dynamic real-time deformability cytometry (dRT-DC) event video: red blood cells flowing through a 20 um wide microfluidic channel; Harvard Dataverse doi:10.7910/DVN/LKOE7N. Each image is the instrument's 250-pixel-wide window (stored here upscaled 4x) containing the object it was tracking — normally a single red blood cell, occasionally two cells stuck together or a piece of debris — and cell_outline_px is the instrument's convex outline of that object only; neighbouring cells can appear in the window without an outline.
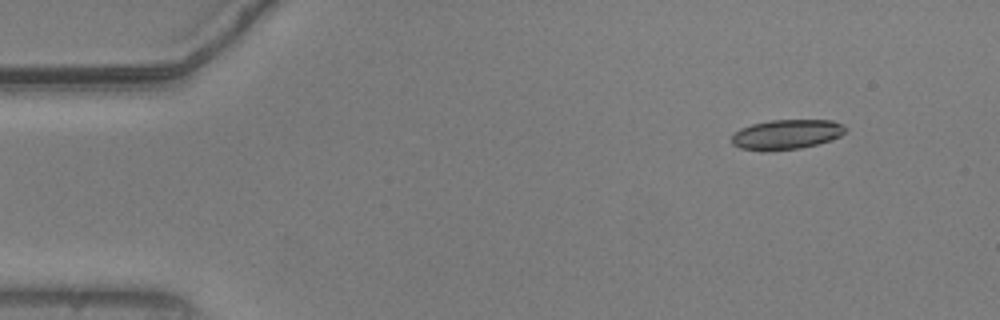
{"species": "common noctule bat (a hibernating species)", "species_latin": "Nyctalus noctula", "temperature_condition": "warm", "stored_images_in_passage": 31, "camera_frame_rate_fps": 3000, "um_per_image_px": 0.085, "animal": {"sex": "male", "body_mass_g": 20.5, "forearm_length_mm": 52.5}, "frame": {"image": 1, "passage_image": 1, "time_ms": 0.0, "image_size_px": [1000, 320], "cell_outline_px": [[848, 128], [840, 136], [816, 144], [800, 148], [740, 148], [732, 144], [732, 136], [740, 128], [752, 124], [772, 120], [832, 120], [844, 124]], "centroid_in_image_um": [66.91, 11.37], "position_along_channel_um": 18.1, "area_um2": 18.96}}
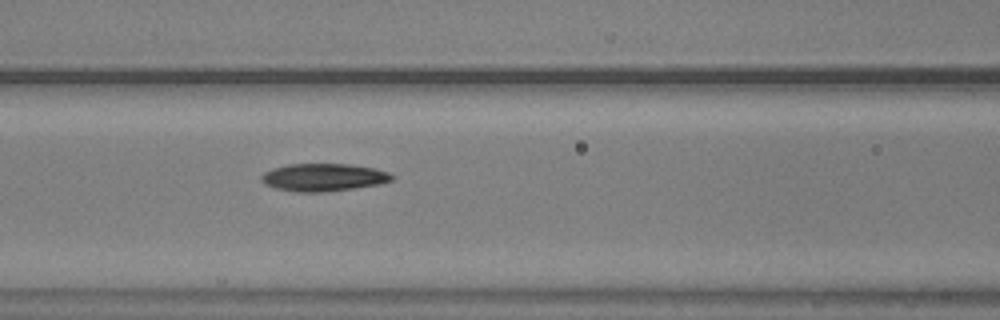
{"frame": {"image": 2, "passage_image": 18, "time_ms": 5.667, "image_size_px": [1000, 320], "cell_outline_px": [[396, 176], [392, 180], [380, 184], [356, 188], [324, 192], [296, 192], [276, 188], [264, 184], [260, 180], [260, 176], [264, 172], [272, 168], [288, 164], [348, 164], [376, 168], [388, 172]], "centroid_in_image_um": [27.5, 15.07], "position_along_channel_um": 139.1, "area_um2": 21.27}}
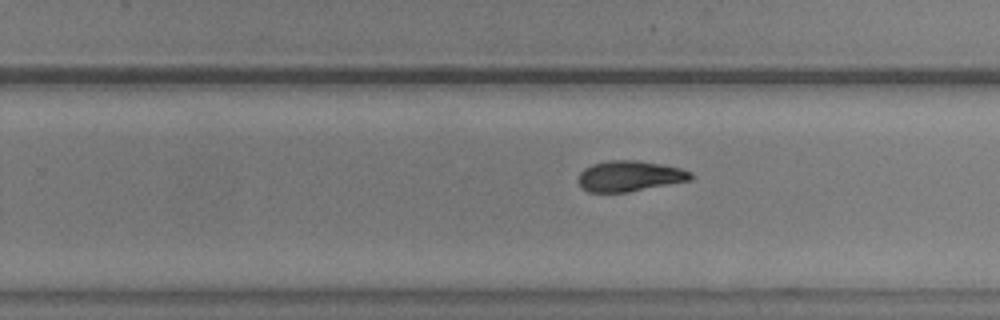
{"frame": {"image": 3, "passage_image": 29, "time_ms": 9.333, "image_size_px": [1000, 320], "cell_outline_px": [[692, 180], [628, 192], [588, 192], [576, 180], [580, 172], [584, 168], [592, 164], [608, 160], [636, 160], [660, 164], [680, 168], [692, 172]], "centroid_in_image_um": [53.5, 14.96], "position_along_channel_um": 276.3, "area_um2": 20.11}}